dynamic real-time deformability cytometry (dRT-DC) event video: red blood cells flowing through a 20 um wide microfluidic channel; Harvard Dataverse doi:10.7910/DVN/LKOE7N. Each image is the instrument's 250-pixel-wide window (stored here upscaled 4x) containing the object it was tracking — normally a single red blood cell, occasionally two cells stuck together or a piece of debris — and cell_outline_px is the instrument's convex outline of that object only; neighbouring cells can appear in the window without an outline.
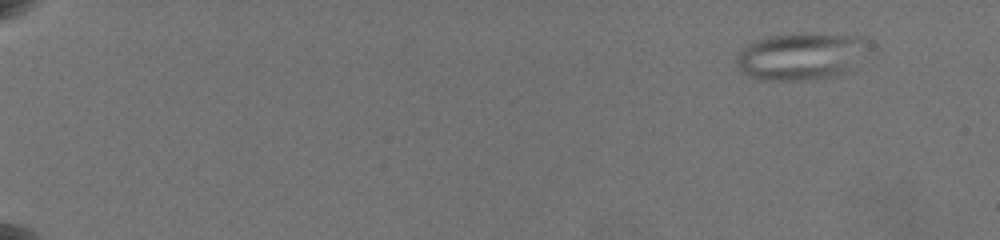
{"species": "common noctule bat (a hibernating species)", "species_latin": "Nyctalus noctula", "temperature_condition": "warm", "stored_images_in_passage": 37, "camera_frame_rate_fps": 3000, "um_per_image_px": 0.085, "animal": {"sex": "female", "body_mass_g": 19.5, "forearm_length_mm": 54.1}, "frame": {"image": 1, "passage_image": 1, "time_ms": 0.0, "image_size_px": [1000, 240], "cell_outline_px": [[860, 44], [848, 68], [844, 72], [836, 76], [804, 80], [760, 80], [748, 76], [740, 72], [736, 64], [736, 56], [748, 44], [760, 40], [776, 36], [860, 36]], "centroid_in_image_um": [67.8, 4.87], "position_along_channel_um": 17.2, "area_um2": 33.41}}
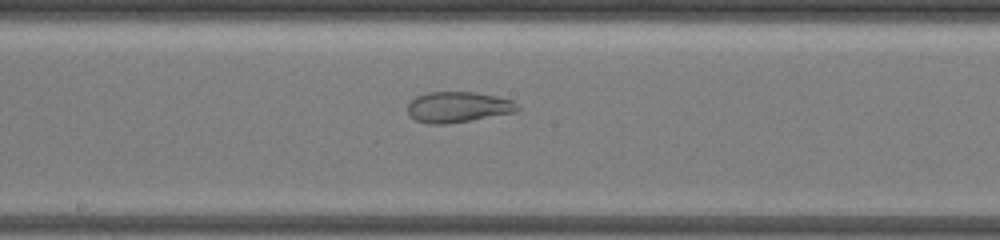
{"frame": {"image": 2, "passage_image": 24, "time_ms": 10.0, "image_size_px": [1000, 240], "cell_outline_px": [[520, 108], [516, 112], [444, 124], [428, 124], [416, 120], [408, 112], [408, 104], [416, 96], [428, 92], [476, 92], [496, 96], [512, 100]], "centroid_in_image_um": [38.93, 9.09], "position_along_channel_um": 209.3, "area_um2": 19.42}}
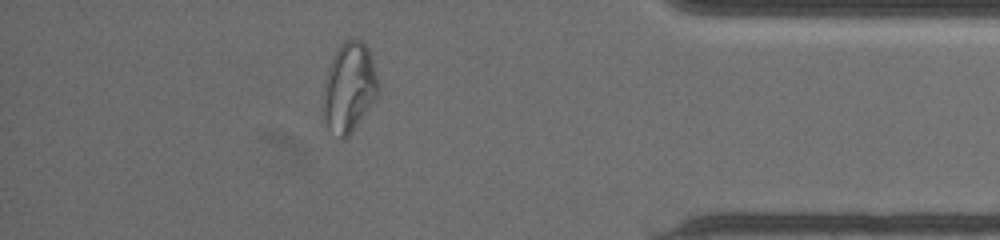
{"frame": {"image": 3, "passage_image": 34, "time_ms": 16.0, "image_size_px": [1000, 240], "cell_outline_px": [[380, 92], [348, 136], [344, 140], [340, 140], [328, 128], [324, 120], [324, 92], [328, 68], [336, 48], [344, 40], [360, 40], [368, 48], [380, 84]], "centroid_in_image_um": [29.69, 7.43], "position_along_channel_um": 405.5, "area_um2": 28.5}}